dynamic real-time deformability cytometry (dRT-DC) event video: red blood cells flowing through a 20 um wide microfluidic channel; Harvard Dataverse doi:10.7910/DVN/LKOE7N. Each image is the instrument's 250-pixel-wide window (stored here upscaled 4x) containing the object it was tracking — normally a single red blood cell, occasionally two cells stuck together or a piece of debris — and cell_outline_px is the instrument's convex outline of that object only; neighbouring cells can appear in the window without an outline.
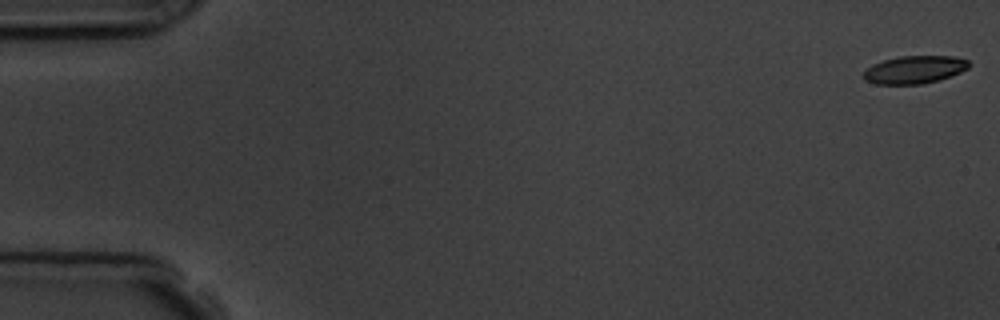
{"species": "common noctule bat (a hibernating species)", "species_latin": "Nyctalus noctula", "temperature_condition": "room temperature", "stored_images_in_passage": 6, "camera_frame_rate_fps": 3000, "um_per_image_px": 0.085, "animal": {"sex": "male", "body_mass_g": 19.5, "forearm_length_mm": 54.6}, "frame": {"image": 1, "passage_image": 6, "time_ms": 6.667, "image_size_px": [1000, 320], "cell_outline_px": [[972, 64], [968, 68], [960, 72], [924, 84], [876, 84], [864, 80], [864, 72], [872, 64], [884, 60], [900, 56], [956, 56], [968, 60]], "centroid_in_image_um": [77.75, 5.91], "position_along_channel_um": 7.3, "area_um2": 16.99}}